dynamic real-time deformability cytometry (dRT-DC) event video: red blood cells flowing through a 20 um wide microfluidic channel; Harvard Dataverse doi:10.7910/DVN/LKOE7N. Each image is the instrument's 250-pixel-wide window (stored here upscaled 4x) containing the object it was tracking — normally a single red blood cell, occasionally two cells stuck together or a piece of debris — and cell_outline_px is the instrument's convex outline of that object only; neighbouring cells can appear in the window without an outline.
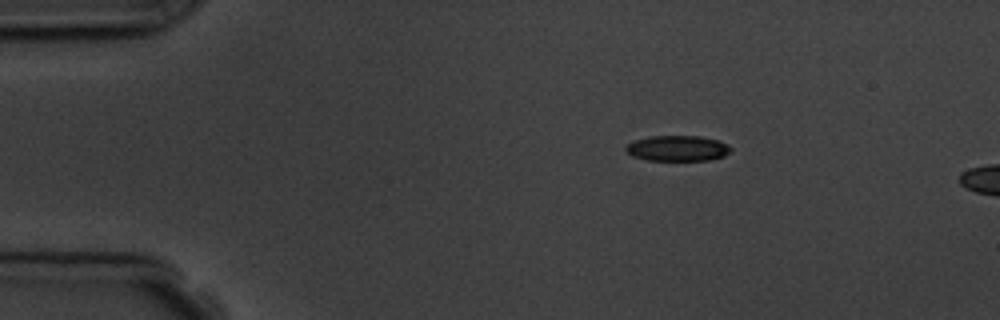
{"species": "common noctule bat (a hibernating species)", "species_latin": "Nyctalus noctula", "temperature_condition": "room temperature", "stored_images_in_passage": 2, "camera_frame_rate_fps": 3000, "um_per_image_px": 0.085, "animal": {"sex": "male", "body_mass_g": 19.5, "forearm_length_mm": 54.6}, "frame": {"image": 1, "passage_image": 1, "time_ms": 0.0, "image_size_px": [1000, 320], "cell_outline_px": [[732, 148], [724, 156], [708, 160], [648, 160], [632, 156], [624, 148], [628, 144], [636, 140], [652, 136], [700, 136], [720, 140], [728, 144]], "centroid_in_image_um": [57.62, 12.6], "position_along_channel_um": 27.4, "area_um2": 15.55}}